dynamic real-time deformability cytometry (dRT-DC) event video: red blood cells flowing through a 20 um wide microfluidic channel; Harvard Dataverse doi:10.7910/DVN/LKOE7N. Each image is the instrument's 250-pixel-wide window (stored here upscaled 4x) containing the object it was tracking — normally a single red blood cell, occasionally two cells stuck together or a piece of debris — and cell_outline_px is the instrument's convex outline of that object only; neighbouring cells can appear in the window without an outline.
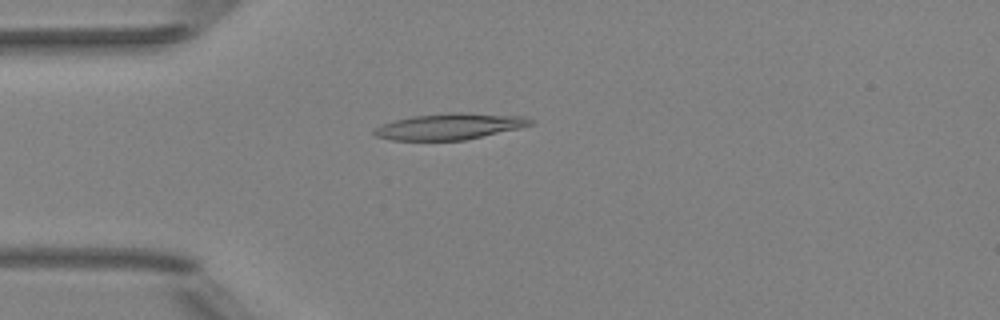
{"species": "Egyptian fruit bat (a non-hibernating species)", "species_latin": "Rousettus aegyptiacus", "temperature_condition": "room temperature", "stored_images_in_passage": 41, "camera_frame_rate_fps": 3000, "um_per_image_px": 0.085, "animal": {"sex": "female"}, "frame": {"image": 1, "passage_image": 4, "time_ms": 1.0, "image_size_px": [1000, 320], "cell_outline_px": [[536, 124], [520, 128], [464, 140], [392, 140], [376, 136], [372, 132], [380, 124], [412, 116], [448, 112], [460, 112], [528, 116], [536, 120]], "centroid_in_image_um": [38.3, 10.73], "position_along_channel_um": 46.7, "area_um2": 24.1}}
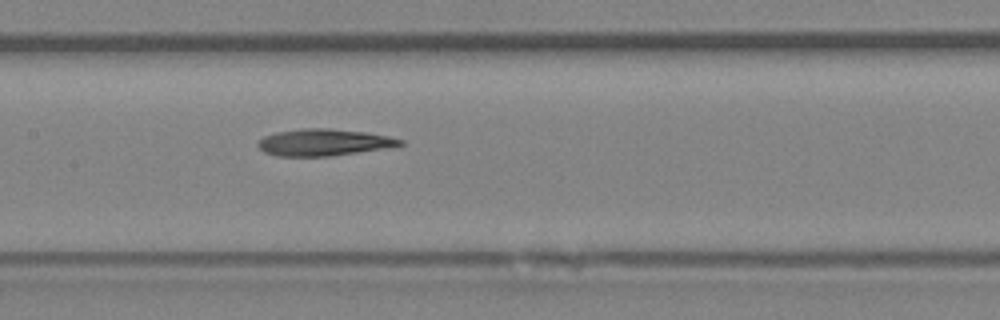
{"frame": {"image": 2, "passage_image": 15, "time_ms": 4.667, "image_size_px": [1000, 320], "cell_outline_px": [[404, 144], [392, 148], [328, 156], [280, 156], [264, 152], [256, 144], [264, 136], [276, 132], [304, 128], [328, 128], [364, 132], [388, 136], [404, 140]], "centroid_in_image_um": [27.56, 12.1], "position_along_channel_um": 179.8, "area_um2": 22.2}}
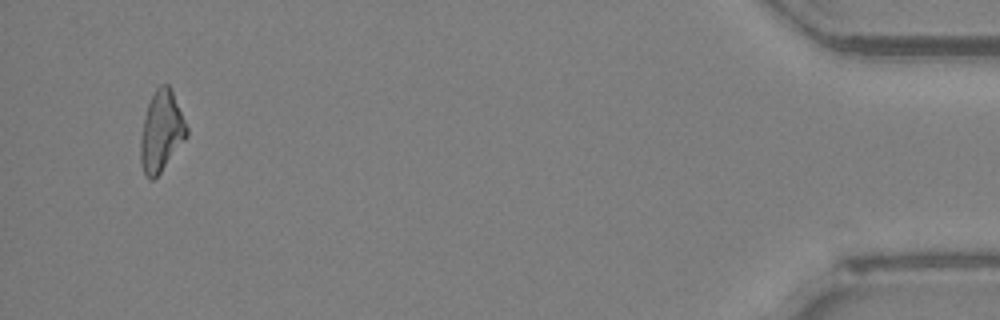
{"frame": {"image": 3, "passage_image": 39, "time_ms": 12.667, "image_size_px": [1000, 320], "cell_outline_px": [[188, 136], [160, 172], [152, 180], [148, 180], [144, 172], [140, 160], [140, 140], [144, 120], [148, 104], [156, 88], [160, 84], [168, 84], [172, 88], [188, 128]], "centroid_in_image_um": [13.73, 11.14], "position_along_channel_um": 421.5, "area_um2": 21.56}}